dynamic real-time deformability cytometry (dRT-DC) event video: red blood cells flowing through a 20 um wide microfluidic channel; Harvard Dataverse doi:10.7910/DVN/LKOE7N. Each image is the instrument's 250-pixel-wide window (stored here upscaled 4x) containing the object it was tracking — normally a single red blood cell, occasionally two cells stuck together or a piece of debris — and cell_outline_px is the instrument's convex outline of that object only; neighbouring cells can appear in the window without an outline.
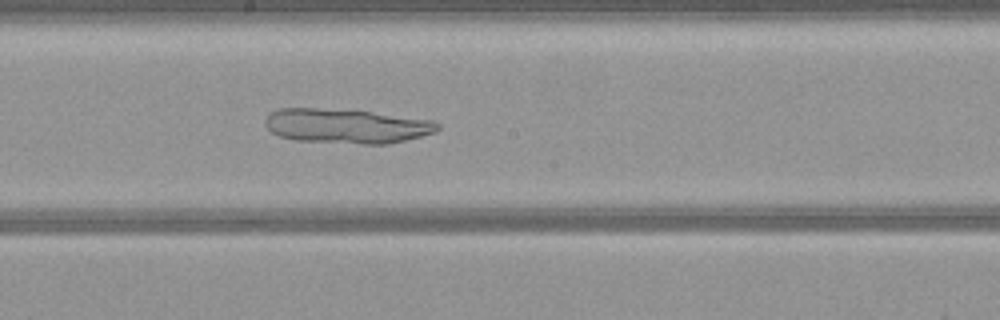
{"species": "common noctule bat (a hibernating species)", "species_latin": "Nyctalus noctula", "temperature_condition": "warm", "stored_images_in_passage": 51, "camera_frame_rate_fps": 3000, "um_per_image_px": 0.085, "animal": {"sex": "female", "body_mass_g": 21.9}, "frame": {"image": 1, "passage_image": 27, "time_ms": 8.667, "image_size_px": [1000, 320], "cell_outline_px": [[440, 128], [436, 132], [388, 144], [364, 144], [296, 140], [276, 136], [264, 124], [264, 120], [268, 112], [276, 108], [316, 108], [372, 112], [432, 120], [440, 124]], "centroid_in_image_um": [29.39, 10.71], "position_along_channel_um": 218.8, "area_um2": 34.8}}